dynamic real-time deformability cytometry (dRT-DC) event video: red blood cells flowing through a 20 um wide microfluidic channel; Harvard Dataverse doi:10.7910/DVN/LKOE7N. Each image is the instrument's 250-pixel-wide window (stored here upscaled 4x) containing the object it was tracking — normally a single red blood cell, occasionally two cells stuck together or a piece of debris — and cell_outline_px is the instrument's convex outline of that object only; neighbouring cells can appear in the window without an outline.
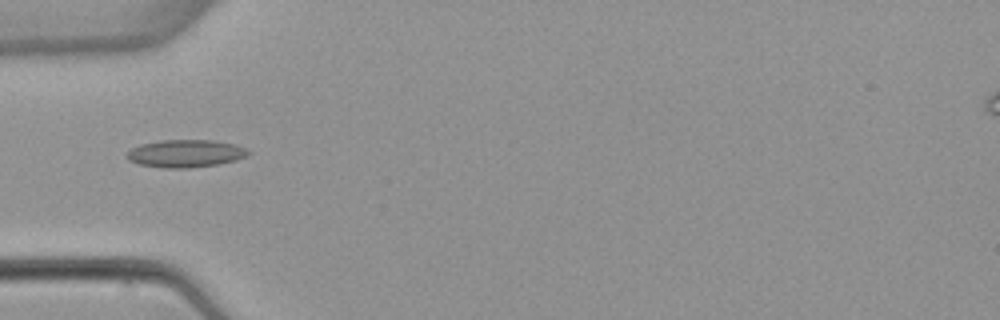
{"species": "common noctule bat (a hibernating species)", "species_latin": "Nyctalus noctula", "temperature_condition": "warm", "stored_images_in_passage": 4, "camera_frame_rate_fps": 3000, "um_per_image_px": 0.085, "animal": {"sex": "female", "body_mass_g": 22.7, "forearm_length_mm": 54.2}, "frame": {"image": 1, "passage_image": 4, "time_ms": 4.333, "image_size_px": [1000, 320], "cell_outline_px": [[252, 152], [236, 160], [220, 164], [188, 168], [164, 168], [140, 164], [128, 160], [124, 156], [132, 148], [140, 144], [160, 140], [212, 140], [236, 144]], "centroid_in_image_um": [15.76, 13.04], "position_along_channel_um": 69.2, "area_um2": 19.59}}